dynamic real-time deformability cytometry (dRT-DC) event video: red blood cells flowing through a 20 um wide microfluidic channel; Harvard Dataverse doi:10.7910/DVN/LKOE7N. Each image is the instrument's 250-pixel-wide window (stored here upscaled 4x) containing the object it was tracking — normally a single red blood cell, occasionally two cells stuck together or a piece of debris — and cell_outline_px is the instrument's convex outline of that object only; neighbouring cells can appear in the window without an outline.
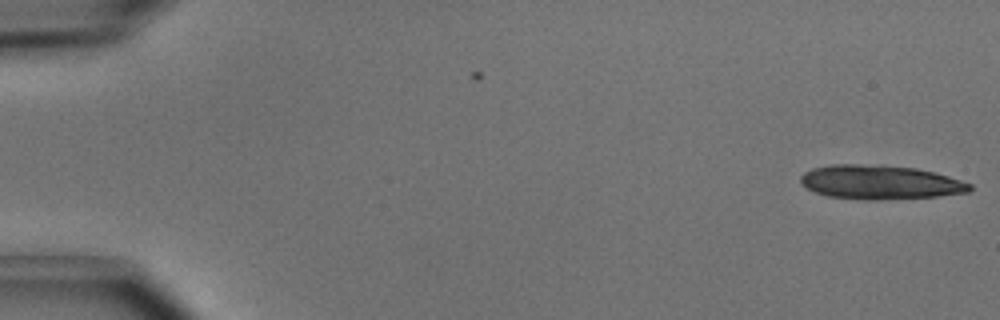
{"species": "common noctule bat (a hibernating species)", "species_latin": "Nyctalus noctula", "temperature_condition": "cold", "stored_images_in_passage": 2, "camera_frame_rate_fps": 3000, "um_per_image_px": 0.085, "animal": {"sex": "male", "body_mass_g": 15.6}, "frame": {"image": 1, "passage_image": 2, "time_ms": 0.333, "image_size_px": [1000, 320], "cell_outline_px": [[972, 188], [968, 192], [936, 196], [876, 200], [864, 200], [828, 196], [816, 192], [808, 188], [800, 180], [800, 176], [804, 172], [812, 168], [832, 164], [856, 164], [916, 168], [936, 172], [972, 184]], "centroid_in_image_um": [74.81, 15.49], "position_along_channel_um": 10.2, "area_um2": 33.35}}